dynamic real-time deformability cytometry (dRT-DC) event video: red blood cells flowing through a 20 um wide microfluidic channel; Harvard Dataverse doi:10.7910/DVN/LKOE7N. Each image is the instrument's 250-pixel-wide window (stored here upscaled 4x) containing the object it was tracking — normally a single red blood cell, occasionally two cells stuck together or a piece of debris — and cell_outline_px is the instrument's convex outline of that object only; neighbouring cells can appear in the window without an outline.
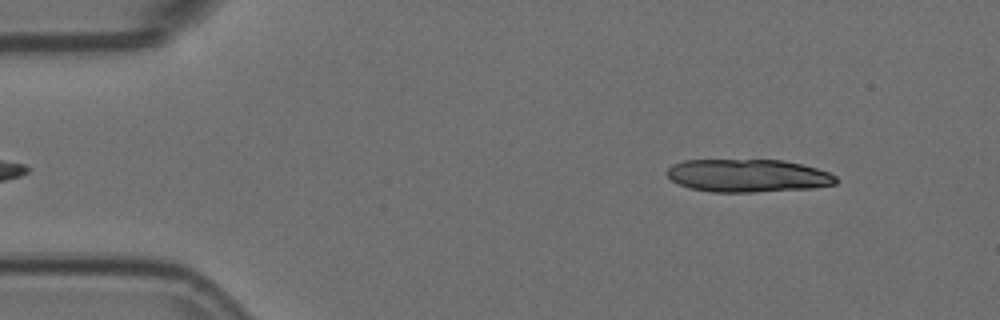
{"species": "Egyptian fruit bat (a non-hibernating species)", "species_latin": "Rousettus aegyptiacus", "temperature_condition": "room temperature", "stored_images_in_passage": 3, "camera_frame_rate_fps": 3000, "um_per_image_px": 0.085, "animal": {"sex": "female"}, "frame": {"image": 1, "passage_image": 1, "time_ms": 0.0, "image_size_px": [1000, 320], "cell_outline_px": [[836, 184], [812, 188], [752, 192], [712, 192], [688, 188], [672, 180], [664, 172], [672, 164], [684, 160], [784, 160], [804, 164], [828, 172], [836, 176]], "centroid_in_image_um": [63.55, 14.92], "position_along_channel_um": 21.5, "area_um2": 32.54}}